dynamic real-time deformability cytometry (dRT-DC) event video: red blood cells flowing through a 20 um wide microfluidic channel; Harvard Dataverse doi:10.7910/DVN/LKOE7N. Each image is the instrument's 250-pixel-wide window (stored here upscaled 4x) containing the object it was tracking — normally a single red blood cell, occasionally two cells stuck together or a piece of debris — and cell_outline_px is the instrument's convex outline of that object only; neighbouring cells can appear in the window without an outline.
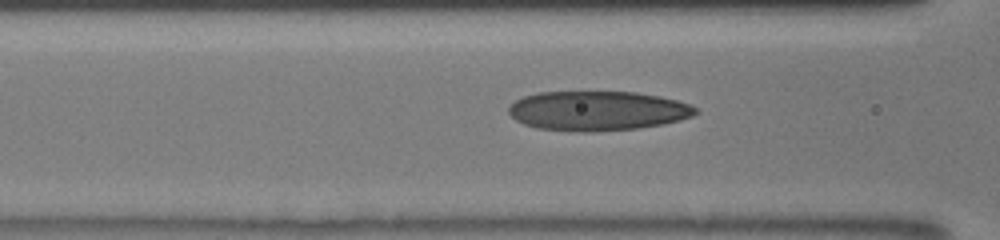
{"species": "human", "species_latin": "Homo sapiens", "temperature_condition": "room temperature", "stored_images_in_passage": 23, "camera_frame_rate_fps": 3000, "um_per_image_px": 0.085, "donor": {"sex": "male"}, "frame": {"image": 1, "passage_image": 16, "time_ms": 7.0, "image_size_px": [1000, 240], "cell_outline_px": [[700, 112], [692, 116], [680, 120], [660, 124], [636, 128], [592, 132], [584, 132], [536, 128], [524, 124], [516, 120], [508, 112], [508, 108], [516, 100], [524, 96], [540, 92], [636, 92], [660, 96], [676, 100], [688, 104], [696, 108]], "centroid_in_image_um": [50.78, 9.42], "position_along_channel_um": 115.8, "area_um2": 42.89}}
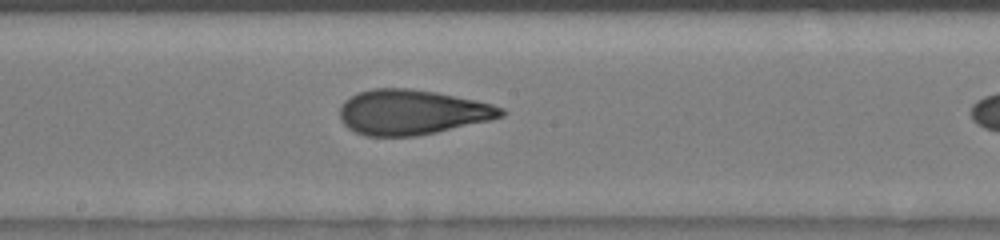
{"frame": {"image": 2, "passage_image": 22, "time_ms": 9.333, "image_size_px": [1000, 240], "cell_outline_px": [[504, 116], [488, 120], [436, 132], [416, 136], [364, 136], [348, 128], [340, 120], [340, 108], [344, 100], [360, 92], [372, 88], [408, 88], [436, 92], [492, 104], [504, 108]], "centroid_in_image_um": [34.98, 9.53], "position_along_channel_um": 213.2, "area_um2": 42.02}}